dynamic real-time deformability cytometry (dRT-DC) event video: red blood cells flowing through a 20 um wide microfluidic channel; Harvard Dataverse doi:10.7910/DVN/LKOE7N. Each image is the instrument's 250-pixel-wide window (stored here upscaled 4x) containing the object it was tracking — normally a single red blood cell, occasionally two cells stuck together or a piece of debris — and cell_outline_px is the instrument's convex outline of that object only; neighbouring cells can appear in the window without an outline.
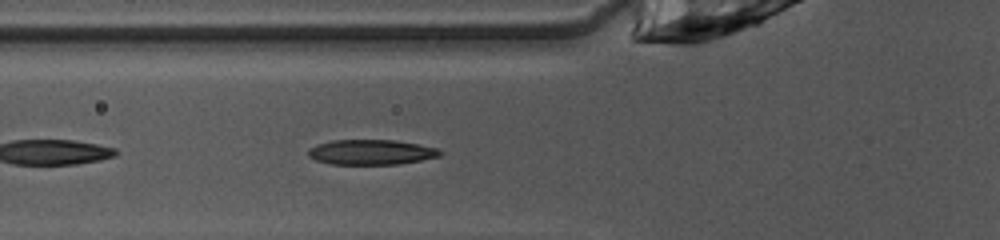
{"species": "common noctule bat (a hibernating species)", "species_latin": "Nyctalus noctula", "temperature_condition": "warm", "stored_images_in_passage": 34, "camera_frame_rate_fps": 3000, "um_per_image_px": 0.085, "animal": {"sex": "female", "body_mass_g": 10.0, "forearm_length_mm": 53.1}, "frame": {"image": 1, "passage_image": 3, "time_ms": 0.667, "image_size_px": [1000, 240], "cell_outline_px": [[444, 152], [440, 156], [420, 160], [396, 164], [332, 164], [316, 160], [308, 156], [308, 148], [332, 140], [392, 140], [420, 144], [436, 148]], "centroid_in_image_um": [31.56, 12.93], "position_along_channel_um": 94.2, "area_um2": 19.13}}
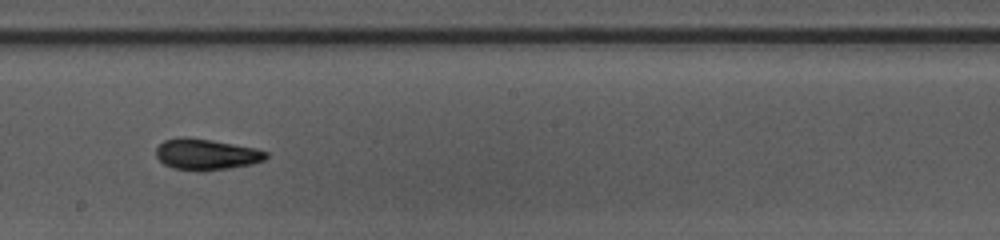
{"frame": {"image": 2, "passage_image": 13, "time_ms": 4.0, "image_size_px": [1000, 240], "cell_outline_px": [[268, 156], [264, 160], [252, 164], [228, 168], [200, 172], [172, 168], [164, 164], [156, 156], [156, 148], [164, 140], [180, 136], [184, 136], [212, 140], [256, 148], [268, 152]], "centroid_in_image_um": [17.52, 13.12], "position_along_channel_um": 230.7, "area_um2": 20.11}}
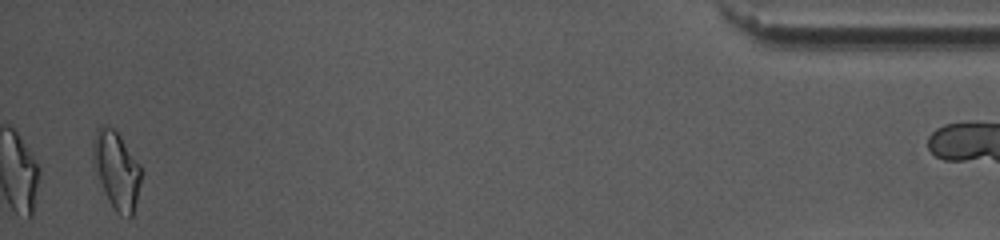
{"frame": {"image": 3, "passage_image": 33, "time_ms": 10.667, "image_size_px": [1000, 240], "cell_outline_px": [[144, 172], [132, 216], [128, 220], [120, 216], [116, 212], [108, 200], [92, 160], [92, 144], [96, 128], [100, 124], [112, 128], [120, 136], [140, 164]], "centroid_in_image_um": [9.93, 14.48], "position_along_channel_um": 425.3, "area_um2": 21.96}}